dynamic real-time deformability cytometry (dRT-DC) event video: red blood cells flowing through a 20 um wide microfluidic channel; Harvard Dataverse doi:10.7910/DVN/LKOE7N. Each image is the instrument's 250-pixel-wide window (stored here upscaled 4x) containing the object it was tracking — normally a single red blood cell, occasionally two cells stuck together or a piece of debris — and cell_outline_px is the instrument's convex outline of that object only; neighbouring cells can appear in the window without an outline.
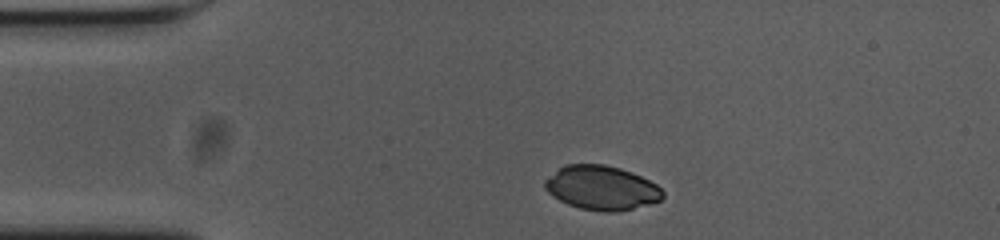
{"species": "common noctule bat (a hibernating species)", "species_latin": "Nyctalus noctula", "temperature_condition": "cold", "stored_images_in_passage": 35, "camera_frame_rate_fps": 3000, "um_per_image_px": 0.085, "animal": {"sex": "female", "body_mass_g": 23.0, "forearm_length_mm": 53.4}, "frame": {"image": 1, "passage_image": 1, "time_ms": 0.0, "image_size_px": [1000, 240], "cell_outline_px": [[660, 200], [628, 208], [588, 208], [572, 204], [556, 196], [548, 188], [548, 180], [564, 168], [572, 164], [596, 164], [616, 168], [628, 172], [660, 188]], "centroid_in_image_um": [51.16, 15.92], "position_along_channel_um": 33.8, "area_um2": 26.82}}
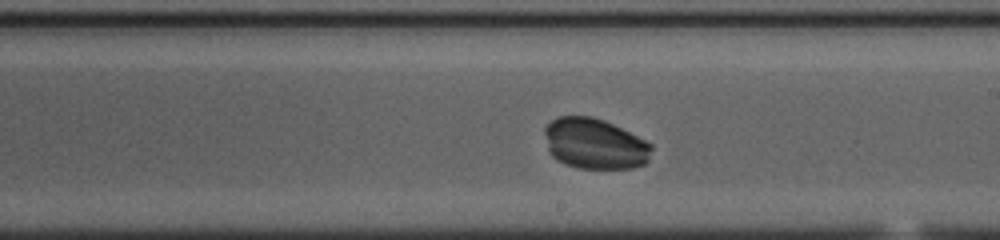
{"frame": {"image": 2, "passage_image": 21, "time_ms": 6.667, "image_size_px": [1000, 240], "cell_outline_px": [[648, 148], [644, 160], [636, 164], [612, 168], [600, 168], [576, 164], [564, 160], [556, 156], [552, 148], [548, 132], [548, 128], [556, 120], [568, 116], [576, 116], [596, 120], [608, 124], [648, 144]], "centroid_in_image_um": [50.55, 12.2], "position_along_channel_um": 238.5, "area_um2": 27.11}}
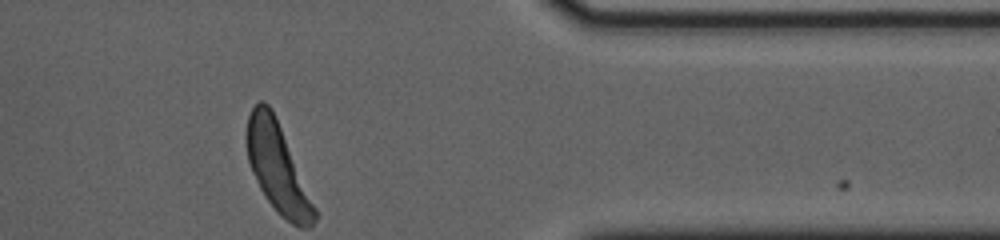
{"frame": {"image": 3, "passage_image": 35, "time_ms": 11.333, "image_size_px": [1000, 240], "cell_outline_px": [[316, 212], [296, 224], [280, 212], [272, 204], [264, 192], [252, 168], [248, 156], [248, 120], [256, 104], [264, 104], [272, 112], [276, 120]], "centroid_in_image_um": [23.5, 14.15], "position_along_channel_um": 387.9, "area_um2": 30.4}}